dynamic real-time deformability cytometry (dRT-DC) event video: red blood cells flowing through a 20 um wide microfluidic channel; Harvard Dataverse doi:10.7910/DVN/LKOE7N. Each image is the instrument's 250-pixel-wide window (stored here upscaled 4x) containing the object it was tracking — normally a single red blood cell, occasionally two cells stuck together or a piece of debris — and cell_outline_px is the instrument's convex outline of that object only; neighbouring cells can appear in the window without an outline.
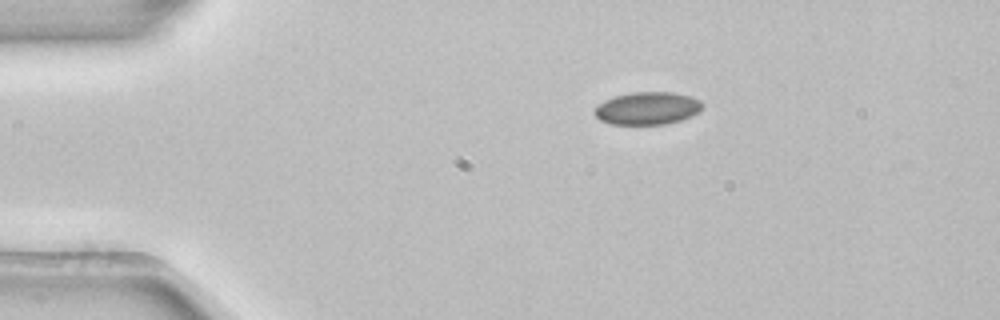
{"species": "common noctule bat (a hibernating species)", "species_latin": "Nyctalus noctula", "temperature_condition": "room temperature", "stored_images_in_passage": 6, "camera_frame_rate_fps": 3000, "um_per_image_px": 0.085, "animal": {"sex": "female", "body_mass_g": 22.7, "forearm_length_mm": 54.2}, "frame": {"image": 1, "passage_image": 1, "time_ms": 0.0, "image_size_px": [1000, 320], "cell_outline_px": [[704, 104], [700, 112], [692, 116], [680, 120], [664, 124], [612, 124], [600, 120], [592, 112], [596, 104], [604, 100], [616, 96], [632, 92], [672, 92], [692, 96], [700, 100]], "centroid_in_image_um": [55.03, 9.2], "position_along_channel_um": 30.0, "area_um2": 20.75}}
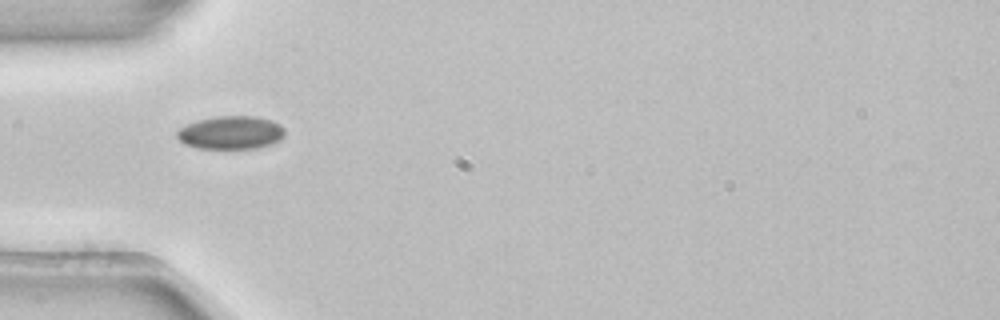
{"frame": {"image": 2, "passage_image": 3, "time_ms": 0.667, "image_size_px": [1000, 320], "cell_outline_px": [[284, 136], [280, 140], [272, 144], [260, 148], [196, 148], [184, 144], [176, 136], [176, 132], [180, 128], [188, 124], [200, 120], [216, 116], [256, 116], [272, 120], [280, 124], [284, 128]], "centroid_in_image_um": [19.66, 11.27], "position_along_channel_um": 65.3, "area_um2": 20.92}}
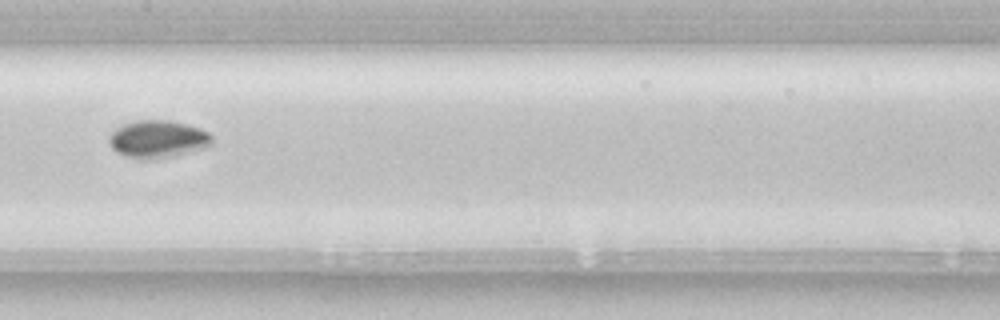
{"frame": {"image": 3, "passage_image": 6, "time_ms": 1.667, "image_size_px": [1000, 320], "cell_outline_px": [[212, 144], [204, 148], [168, 156], [124, 156], [116, 152], [112, 148], [108, 140], [108, 136], [116, 128], [124, 124], [136, 120], [168, 120], [188, 124], [200, 128], [208, 132], [212, 136]], "centroid_in_image_um": [13.41, 11.76], "position_along_channel_um": 194.0, "area_um2": 21.79}}